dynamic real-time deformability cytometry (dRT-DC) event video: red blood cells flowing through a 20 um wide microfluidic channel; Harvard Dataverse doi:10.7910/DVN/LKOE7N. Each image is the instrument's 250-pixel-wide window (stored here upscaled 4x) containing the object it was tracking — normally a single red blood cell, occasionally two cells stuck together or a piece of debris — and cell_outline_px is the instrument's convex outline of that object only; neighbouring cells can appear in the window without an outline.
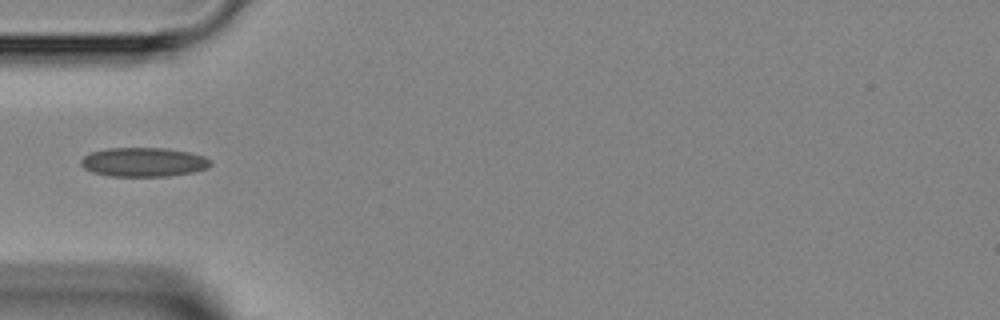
{"species": "Egyptian fruit bat (a non-hibernating species)", "species_latin": "Rousettus aegyptiacus", "temperature_condition": "room temperature", "stored_images_in_passage": 1, "camera_frame_rate_fps": 3000, "um_per_image_px": 0.085, "animal": {"sex": "female"}, "frame": {"image": 1, "passage_image": 1, "time_ms": 0.0, "image_size_px": [1000, 320], "cell_outline_px": [[212, 164], [208, 168], [192, 172], [168, 176], [112, 176], [92, 172], [84, 168], [80, 164], [80, 160], [88, 152], [108, 148], [168, 148], [192, 152], [204, 156], [212, 160]], "centroid_in_image_um": [12.22, 13.77], "position_along_channel_um": 72.8, "area_um2": 22.25}}